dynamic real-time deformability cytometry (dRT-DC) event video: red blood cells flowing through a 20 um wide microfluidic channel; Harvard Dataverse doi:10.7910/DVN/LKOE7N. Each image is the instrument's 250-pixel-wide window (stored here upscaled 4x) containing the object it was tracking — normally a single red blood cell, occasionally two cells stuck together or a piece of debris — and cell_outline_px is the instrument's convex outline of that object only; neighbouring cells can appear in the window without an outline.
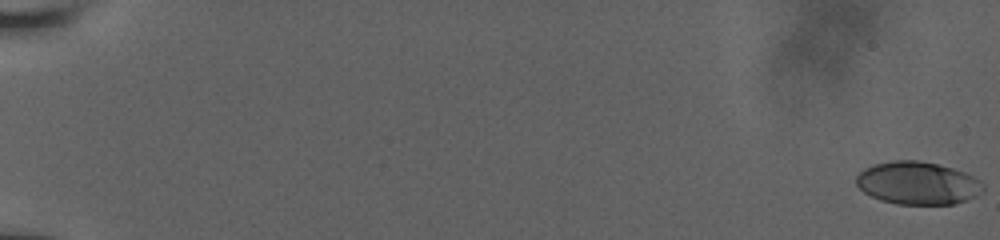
{"species": "human", "species_latin": "Homo sapiens", "temperature_condition": "room temperature", "stored_images_in_passage": 83, "camera_frame_rate_fps": 3000, "um_per_image_px": 0.085, "donor": {"sex": "male"}, "frame": {"image": 1, "passage_image": 1, "time_ms": 0.0, "image_size_px": [1000, 240], "cell_outline_px": [[984, 192], [968, 200], [956, 204], [896, 204], [880, 200], [864, 192], [856, 184], [856, 176], [864, 168], [872, 164], [896, 160], [920, 160], [952, 168], [964, 172], [980, 180], [984, 184]], "centroid_in_image_um": [78.02, 15.57], "position_along_channel_um": 7.0, "area_um2": 31.85}}
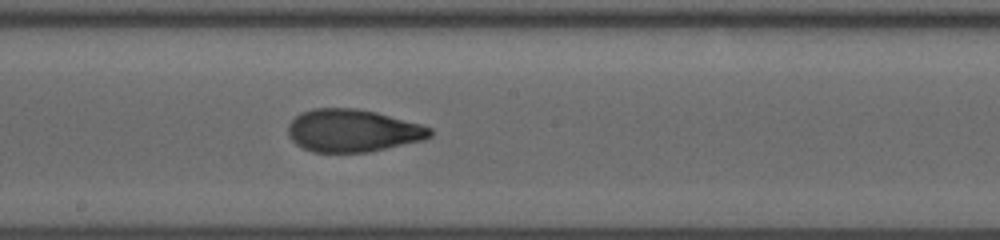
{"frame": {"image": 2, "passage_image": 48, "time_ms": 11.333, "image_size_px": [1000, 240], "cell_outline_px": [[432, 136], [424, 140], [368, 152], [312, 152], [296, 144], [288, 136], [288, 124], [300, 112], [312, 108], [356, 108], [376, 112], [420, 124], [432, 128]], "centroid_in_image_um": [29.97, 11.1], "position_along_channel_um": 218.2, "area_um2": 35.32}}
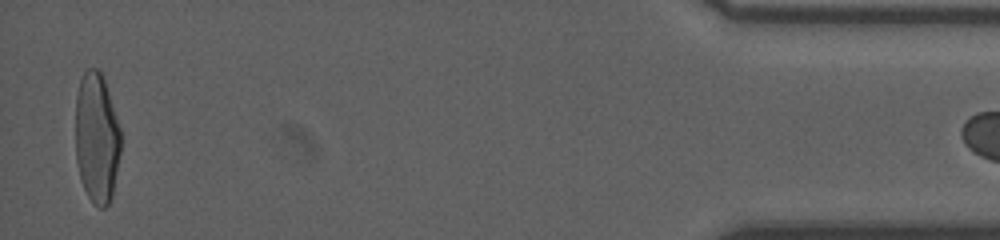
{"frame": {"image": 3, "passage_image": 82, "time_ms": 18.667, "image_size_px": [1000, 240], "cell_outline_px": [[120, 152], [112, 196], [108, 204], [104, 208], [100, 208], [88, 196], [80, 180], [76, 160], [76, 96], [80, 80], [84, 72], [88, 68], [96, 68], [100, 72], [104, 80], [120, 128]], "centroid_in_image_um": [8.21, 11.73], "position_along_channel_um": 427.0, "area_um2": 34.16}}